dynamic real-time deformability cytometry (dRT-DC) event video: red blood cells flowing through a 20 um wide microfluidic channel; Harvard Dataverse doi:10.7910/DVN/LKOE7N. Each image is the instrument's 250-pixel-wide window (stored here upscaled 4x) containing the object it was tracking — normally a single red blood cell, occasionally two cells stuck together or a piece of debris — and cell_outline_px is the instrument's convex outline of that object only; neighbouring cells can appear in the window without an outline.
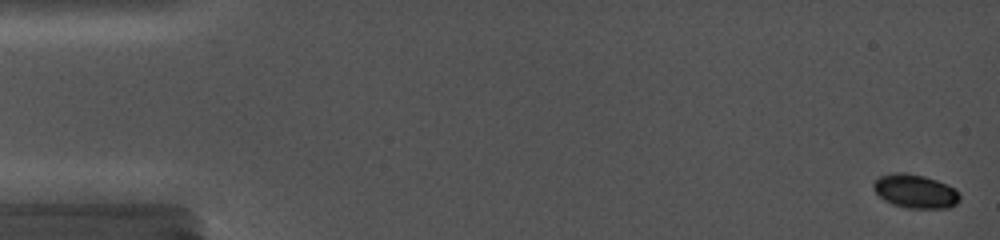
{"species": "common noctule bat (a hibernating species)", "species_latin": "Nyctalus noctula", "temperature_condition": "cold", "stored_images_in_passage": 25, "camera_frame_rate_fps": 5000, "um_per_image_px": 0.085, "animal": {"sex": "female", "body_mass_g": 19.0, "forearm_length_mm": 56.7}, "frame": {"image": 1, "passage_image": 1, "time_ms": 0.0, "image_size_px": [1000, 240], "cell_outline_px": [[960, 200], [956, 204], [948, 208], [908, 208], [892, 204], [884, 200], [876, 192], [872, 184], [880, 176], [892, 172], [904, 172], [924, 176], [948, 184], [956, 188], [960, 192]], "centroid_in_image_um": [77.83, 16.25], "position_along_channel_um": 7.2, "area_um2": 17.11}}
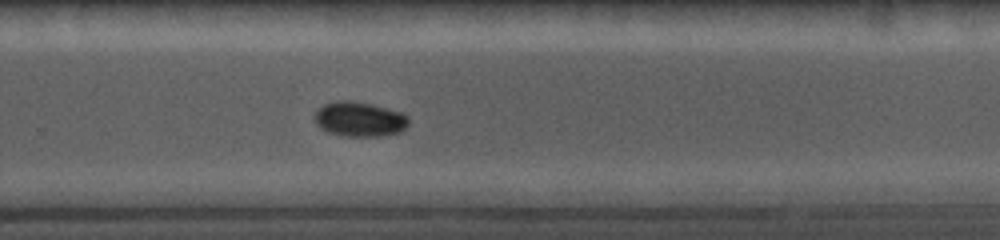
{"frame": {"image": 2, "passage_image": 19, "time_ms": 11.6, "image_size_px": [1000, 240], "cell_outline_px": [[408, 124], [400, 132], [384, 136], [344, 136], [328, 132], [320, 128], [316, 124], [316, 112], [324, 104], [336, 100], [352, 100], [372, 104], [404, 112], [408, 116]], "centroid_in_image_um": [30.59, 10.12], "position_along_channel_um": 299.2, "area_um2": 19.19}}
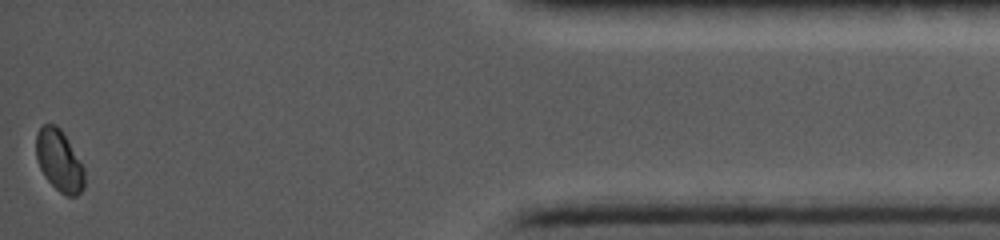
{"frame": {"image": 3, "passage_image": 25, "time_ms": 16.4, "image_size_px": [1000, 240], "cell_outline_px": [[84, 188], [76, 196], [64, 196], [44, 176], [36, 160], [36, 132], [44, 124], [56, 124], [60, 128], [84, 168]], "centroid_in_image_um": [5.01, 13.66], "position_along_channel_um": 430.2, "area_um2": 17.22}}